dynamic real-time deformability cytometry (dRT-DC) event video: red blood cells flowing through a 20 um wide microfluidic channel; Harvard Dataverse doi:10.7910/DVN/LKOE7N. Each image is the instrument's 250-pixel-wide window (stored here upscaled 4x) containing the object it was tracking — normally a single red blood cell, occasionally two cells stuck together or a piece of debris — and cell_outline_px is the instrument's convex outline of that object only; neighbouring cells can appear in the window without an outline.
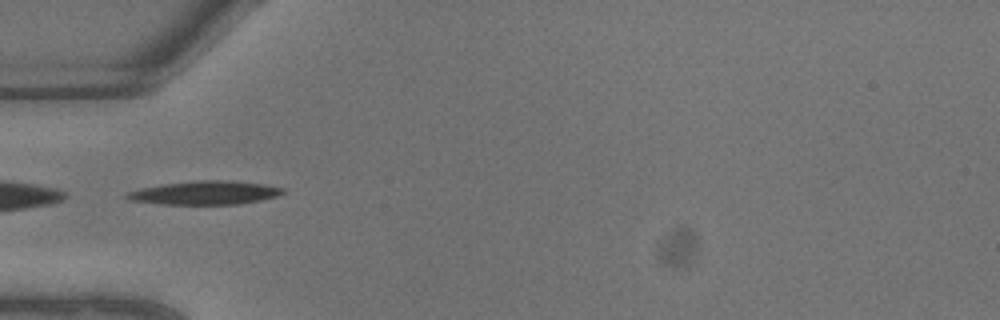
{"species": "common noctule bat (a hibernating species)", "species_latin": "Nyctalus noctula", "temperature_condition": "warm", "stored_images_in_passage": 6, "segment_of_instrument_passage": [2, 2], "camera_frame_rate_fps": 3000, "um_per_image_px": 0.085, "animal": {"sex": "male", "body_mass_g": 13.3}, "frame": {"image": 1, "passage_image": 5, "time_ms": 1.333, "image_size_px": [1000, 320], "cell_outline_px": [[284, 192], [276, 196], [260, 200], [240, 204], [160, 204], [132, 200], [124, 196], [124, 192], [140, 188], [164, 184], [200, 180], [220, 180], [264, 184], [284, 188]], "centroid_in_image_um": [17.39, 16.39], "position_along_channel_um": 67.6, "area_um2": 21.21}}